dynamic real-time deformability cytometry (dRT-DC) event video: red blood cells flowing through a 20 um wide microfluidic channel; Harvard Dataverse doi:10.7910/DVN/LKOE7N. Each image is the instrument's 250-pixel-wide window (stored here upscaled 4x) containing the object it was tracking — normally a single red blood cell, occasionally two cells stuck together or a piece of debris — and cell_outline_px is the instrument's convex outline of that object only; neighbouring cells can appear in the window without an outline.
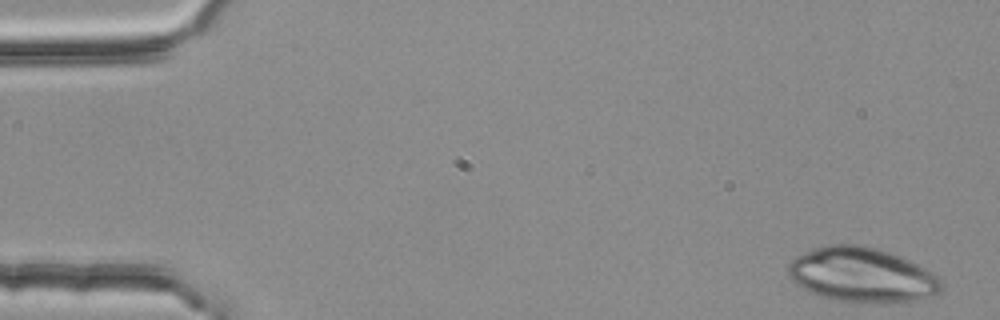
{"species": "common noctule bat (a hibernating species)", "species_latin": "Nyctalus noctula", "temperature_condition": "room temperature", "stored_images_in_passage": 7, "camera_frame_rate_fps": 3000, "um_per_image_px": 0.085, "animal": {"sex": "female", "body_mass_g": 25.1}, "frame": {"image": 1, "passage_image": 1, "time_ms": 0.0, "image_size_px": [1000, 320], "cell_outline_px": [[944, 284], [940, 292], [932, 296], [912, 300], [836, 300], [820, 296], [796, 284], [788, 276], [788, 264], [796, 256], [804, 252], [828, 244], [860, 244], [876, 248], [900, 256], [932, 272]], "centroid_in_image_um": [73.23, 23.32], "position_along_channel_um": 11.8, "area_um2": 47.63}}
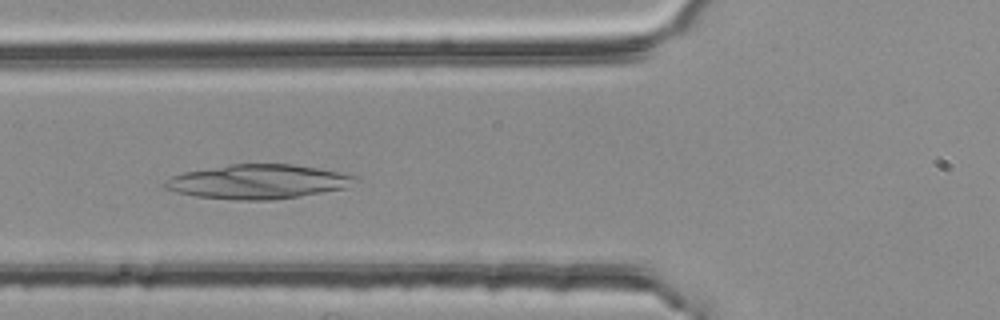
{"frame": {"image": 2, "passage_image": 6, "time_ms": 1.667, "image_size_px": [1000, 320], "cell_outline_px": [[360, 180], [344, 188], [300, 196], [272, 200], [236, 200], [196, 196], [176, 192], [164, 188], [164, 180], [172, 176], [184, 172], [232, 164], [292, 164], [316, 168], [356, 176]], "centroid_in_image_um": [21.91, 15.45], "position_along_channel_um": 103.9, "area_um2": 37.74}}
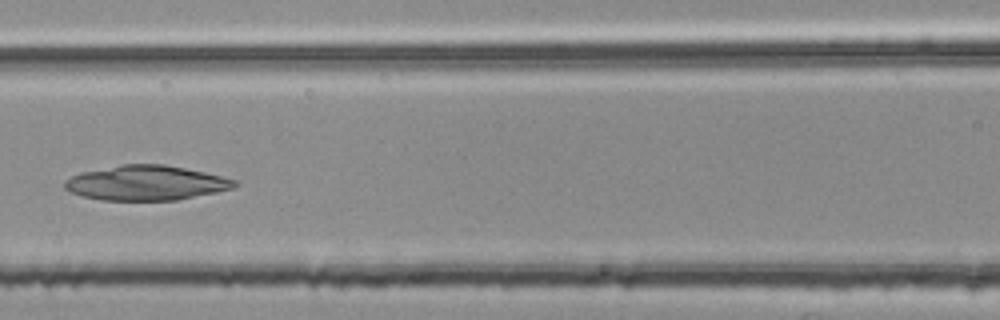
{"frame": {"image": 3, "passage_image": 7, "time_ms": 2.0, "image_size_px": [1000, 320], "cell_outline_px": [[240, 184], [236, 188], [176, 200], [100, 200], [84, 196], [72, 192], [64, 188], [64, 180], [80, 172], [120, 164], [164, 164], [204, 172], [240, 180]], "centroid_in_image_um": [12.46, 15.54], "position_along_channel_um": 154.1, "area_um2": 34.62}}